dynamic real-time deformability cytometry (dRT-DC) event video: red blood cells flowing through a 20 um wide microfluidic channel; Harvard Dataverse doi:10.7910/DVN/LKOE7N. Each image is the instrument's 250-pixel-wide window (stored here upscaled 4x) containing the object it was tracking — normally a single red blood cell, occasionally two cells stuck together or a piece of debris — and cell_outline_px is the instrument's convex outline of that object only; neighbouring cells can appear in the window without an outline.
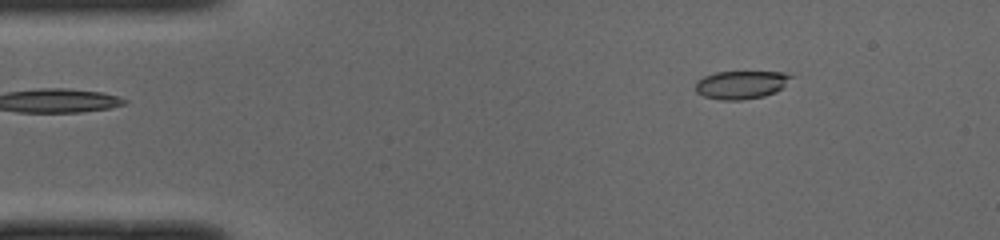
{"species": "common noctule bat (a hibernating species)", "species_latin": "Nyctalus noctula", "temperature_condition": "cold", "stored_images_in_passage": 44, "camera_frame_rate_fps": 3000, "um_per_image_px": 0.085, "animal": {"sex": "male", "body_mass_g": 19.0, "forearm_length_mm": 50.8}, "frame": {"image": 1, "passage_image": 1, "time_ms": 0.0, "image_size_px": [1000, 240], "cell_outline_px": [[792, 76], [776, 92], [764, 96], [740, 100], [720, 100], [704, 96], [696, 92], [696, 80], [704, 76], [716, 72], [784, 72]], "centroid_in_image_um": [62.94, 7.2], "position_along_channel_um": 22.1, "area_um2": 15.49}}
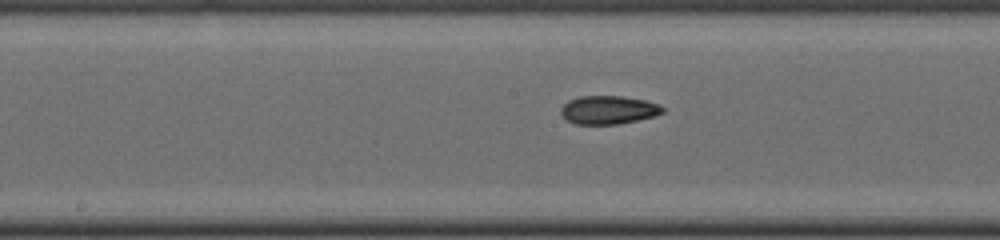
{"frame": {"image": 2, "passage_image": 19, "time_ms": 6.0, "image_size_px": [1000, 240], "cell_outline_px": [[664, 112], [656, 116], [616, 124], [576, 124], [568, 120], [560, 112], [560, 108], [568, 100], [580, 96], [624, 96], [644, 100], [660, 104], [664, 108]], "centroid_in_image_um": [51.73, 9.33], "position_along_channel_um": 196.5, "area_um2": 16.82}}
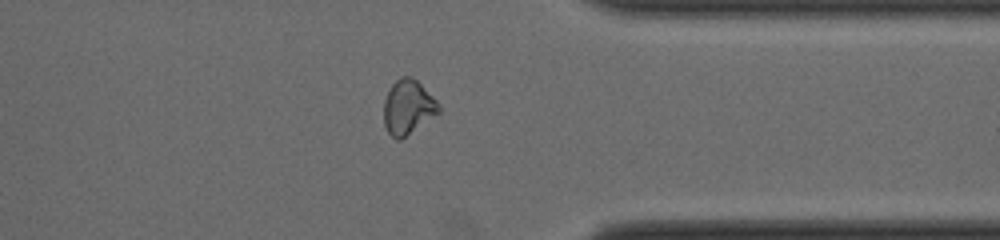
{"frame": {"image": 3, "passage_image": 33, "time_ms": 10.667, "image_size_px": [1000, 240], "cell_outline_px": [[440, 112], [400, 140], [396, 140], [388, 132], [384, 124], [384, 100], [392, 84], [396, 80], [404, 76], [408, 76], [416, 80], [440, 104]], "centroid_in_image_um": [34.67, 9.12], "position_along_channel_um": 376.7, "area_um2": 17.17}, "authors_computed_cell_mechanics": {"area_um2": 16.9354, "velocity_mm_per_s": 4.0277, "shape_relaxation_time_tau1_ms": null, "shape_relaxation_time_tau2_ms": 2.5093, "deformation_change_tau1": null, "deformation_change_tau2": 0.0753}}